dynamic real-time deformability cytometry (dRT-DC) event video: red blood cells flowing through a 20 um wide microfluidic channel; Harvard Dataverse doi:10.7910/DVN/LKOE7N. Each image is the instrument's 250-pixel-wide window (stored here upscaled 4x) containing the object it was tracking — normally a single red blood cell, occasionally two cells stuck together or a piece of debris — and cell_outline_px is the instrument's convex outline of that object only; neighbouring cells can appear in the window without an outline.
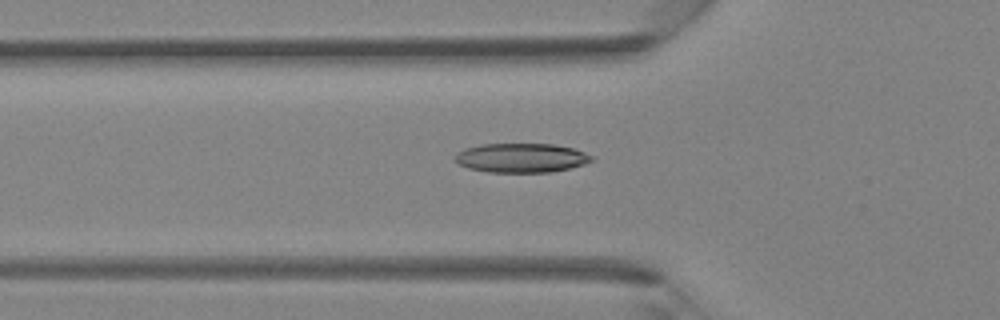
{"species": "Egyptian fruit bat (a non-hibernating species)", "species_latin": "Rousettus aegyptiacus", "temperature_condition": "room temperature", "stored_images_in_passage": 35, "camera_frame_rate_fps": 3000, "um_per_image_px": 0.085, "animal": {"sex": "female"}, "frame": {"image": 1, "passage_image": 8, "time_ms": 2.333, "image_size_px": [1000, 320], "cell_outline_px": [[592, 160], [584, 164], [552, 172], [488, 172], [468, 168], [460, 164], [456, 160], [456, 152], [464, 148], [484, 144], [552, 144], [572, 148], [584, 152], [592, 156]], "centroid_in_image_um": [44.29, 13.42], "position_along_channel_um": 81.5, "area_um2": 23.06}}
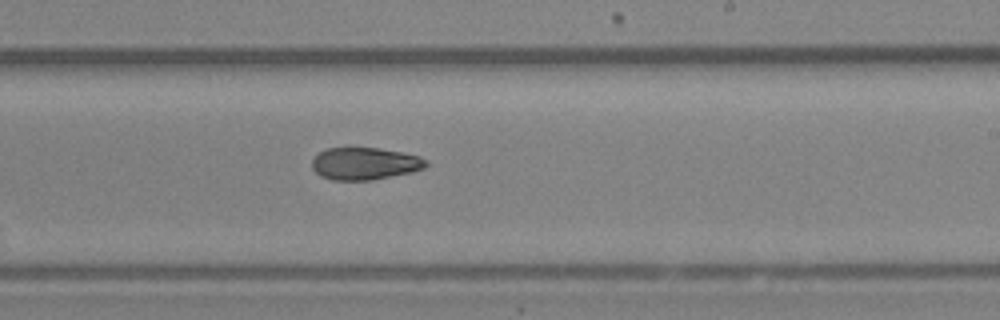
{"frame": {"image": 2, "passage_image": 19, "time_ms": 6.0, "image_size_px": [1000, 320], "cell_outline_px": [[428, 164], [424, 168], [412, 172], [372, 180], [332, 180], [320, 176], [312, 168], [312, 160], [324, 148], [380, 148], [420, 156], [428, 160]], "centroid_in_image_um": [31.01, 13.91], "position_along_channel_um": 258.0, "area_um2": 21.5}}
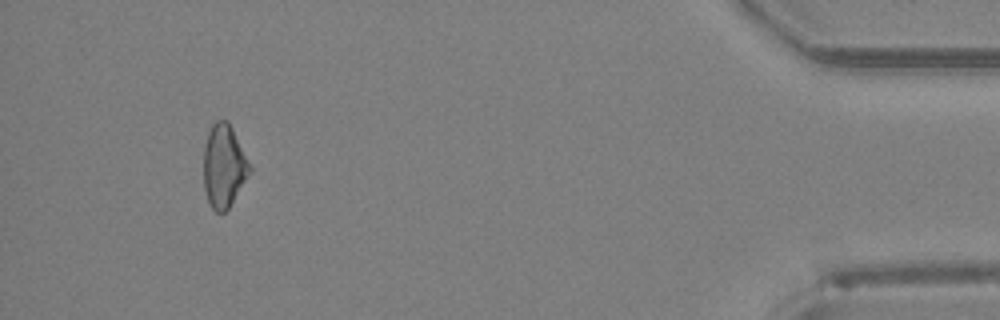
{"frame": {"image": 3, "passage_image": 33, "time_ms": 10.667, "image_size_px": [1000, 320], "cell_outline_px": [[252, 172], [228, 208], [224, 212], [216, 212], [208, 204], [204, 188], [204, 148], [208, 132], [212, 124], [216, 120], [228, 120], [252, 168]], "centroid_in_image_um": [19.03, 14.12], "position_along_channel_um": 416.2, "area_um2": 22.31}}